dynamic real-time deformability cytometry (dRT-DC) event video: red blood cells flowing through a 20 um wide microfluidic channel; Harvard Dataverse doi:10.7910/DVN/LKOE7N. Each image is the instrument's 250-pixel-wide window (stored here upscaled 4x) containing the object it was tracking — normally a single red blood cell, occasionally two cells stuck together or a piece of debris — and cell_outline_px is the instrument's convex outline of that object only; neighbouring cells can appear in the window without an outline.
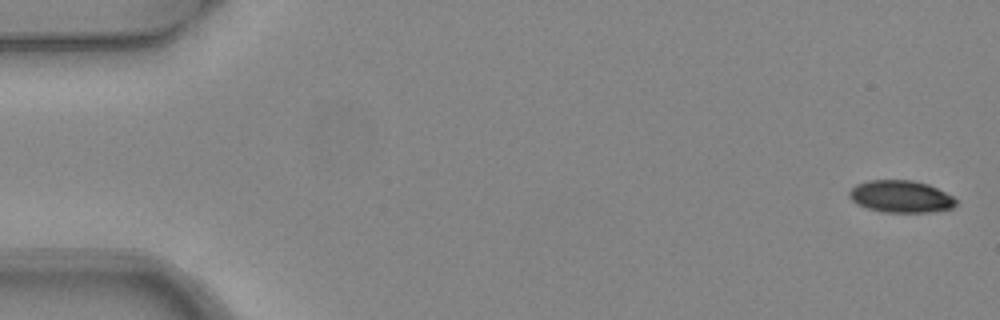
{"species": "common noctule bat (a hibernating species)", "species_latin": "Nyctalus noctula", "temperature_condition": "warm", "stored_images_in_passage": 5, "camera_frame_rate_fps": 3000, "um_per_image_px": 0.085, "animal": {"sex": "female", "body_mass_g": 24.6, "forearm_length_mm": 56.2}, "frame": {"image": 1, "passage_image": 1, "time_ms": 0.0, "image_size_px": [1000, 320], "cell_outline_px": [[956, 204], [952, 208], [932, 212], [884, 212], [868, 208], [856, 204], [848, 196], [848, 192], [856, 184], [868, 180], [912, 180], [928, 184], [952, 196], [956, 200]], "centroid_in_image_um": [76.54, 16.7], "position_along_channel_um": 8.5, "area_um2": 19.94}}
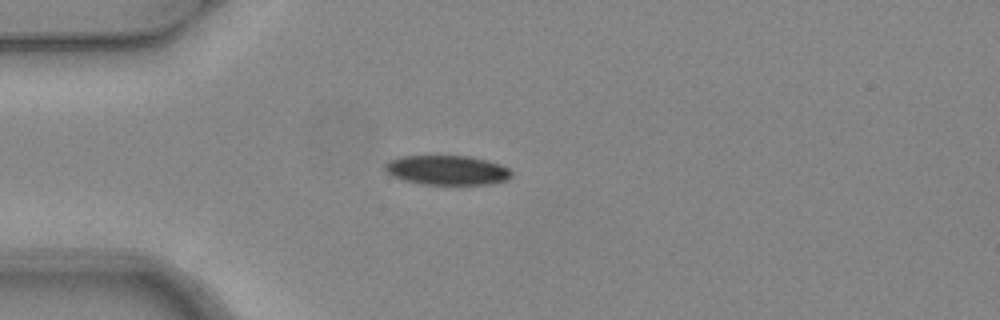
{"frame": {"image": 2, "passage_image": 5, "time_ms": 1.333, "image_size_px": [1000, 320], "cell_outline_px": [[512, 176], [504, 180], [488, 184], [420, 184], [404, 180], [392, 176], [384, 168], [384, 164], [388, 160], [400, 156], [468, 156], [488, 160], [500, 164], [508, 168], [512, 172]], "centroid_in_image_um": [37.98, 14.45], "position_along_channel_um": 47.0, "area_um2": 21.73}}